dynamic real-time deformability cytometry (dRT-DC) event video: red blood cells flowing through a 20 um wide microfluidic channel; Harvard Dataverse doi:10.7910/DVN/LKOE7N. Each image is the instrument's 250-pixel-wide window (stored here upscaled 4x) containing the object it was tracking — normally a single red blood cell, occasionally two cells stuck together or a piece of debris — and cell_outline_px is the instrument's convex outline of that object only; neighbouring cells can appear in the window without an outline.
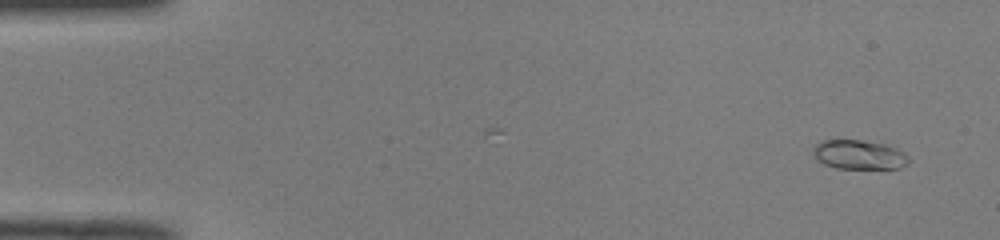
{"species": "common noctule bat (a hibernating species)", "species_latin": "Nyctalus noctula", "temperature_condition": "room temperature", "stored_images_in_passage": 50, "camera_frame_rate_fps": 3000, "um_per_image_px": 0.085, "animal": {"sex": "male", "body_mass_g": 19.0, "forearm_length_mm": 50.8}, "frame": {"image": 1, "passage_image": 2, "time_ms": 0.333, "image_size_px": [1000, 240], "cell_outline_px": [[908, 164], [900, 168], [836, 168], [824, 164], [816, 156], [812, 148], [820, 140], [860, 140], [884, 144], [896, 148], [904, 152], [908, 156]], "centroid_in_image_um": [73.03, 13.14], "position_along_channel_um": 12.0, "area_um2": 16.13}}
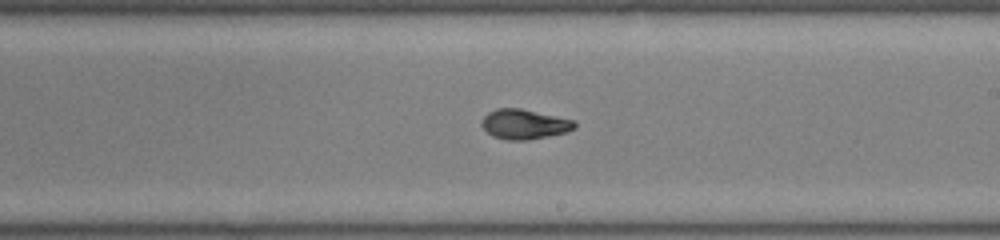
{"frame": {"image": 2, "passage_image": 29, "time_ms": 9.333, "image_size_px": [1000, 240], "cell_outline_px": [[576, 128], [568, 132], [548, 136], [524, 140], [508, 140], [492, 136], [480, 124], [480, 120], [488, 112], [496, 108], [520, 108], [576, 120]], "centroid_in_image_um": [44.58, 10.55], "position_along_channel_um": 244.4, "area_um2": 16.3}}
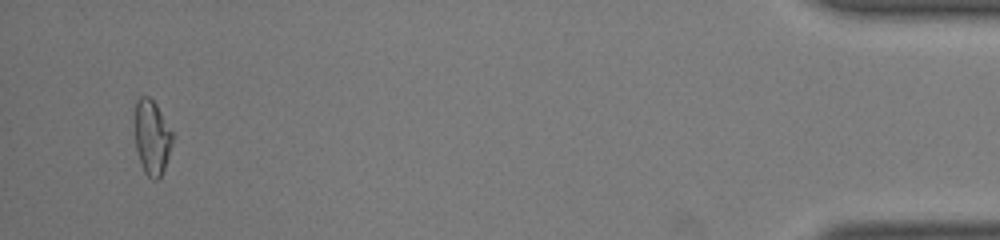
{"frame": {"image": 3, "passage_image": 48, "time_ms": 15.667, "image_size_px": [1000, 240], "cell_outline_px": [[172, 140], [168, 156], [164, 168], [160, 176], [156, 180], [152, 180], [144, 172], [136, 148], [136, 100], [140, 96], [148, 96], [156, 104], [172, 132]], "centroid_in_image_um": [12.91, 11.68], "position_along_channel_um": 422.3, "area_um2": 15.9}, "authors_computed_cell_mechanics": {"area_um2": 16.0684, "velocity_mm_per_s": 4.0313, "shape_relaxation_time_tau1_ms": 3.9283, "shape_relaxation_time_tau2_ms": 1.3768, "deformation_change_tau1": 0.1759, "deformation_change_tau2": 0.0592}}